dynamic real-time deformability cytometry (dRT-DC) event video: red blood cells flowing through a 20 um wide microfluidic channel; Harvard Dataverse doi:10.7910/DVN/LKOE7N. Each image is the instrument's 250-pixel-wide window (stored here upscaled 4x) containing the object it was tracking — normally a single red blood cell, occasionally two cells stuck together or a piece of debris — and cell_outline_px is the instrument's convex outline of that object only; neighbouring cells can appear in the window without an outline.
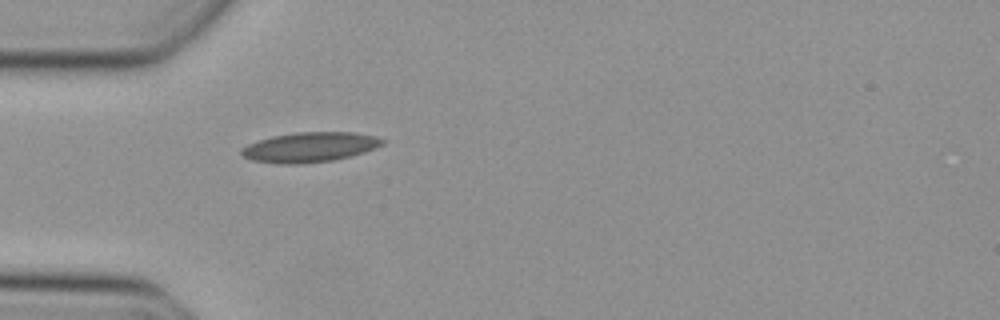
{"species": "Egyptian fruit bat (a non-hibernating species)", "species_latin": "Rousettus aegyptiacus", "temperature_condition": "cold", "stored_images_in_passage": 24, "camera_frame_rate_fps": 3000, "um_per_image_px": 0.085, "animal": {"sex": "female"}, "frame": {"image": 1, "passage_image": 1, "time_ms": 0.0, "image_size_px": [1000, 320], "cell_outline_px": [[388, 140], [384, 144], [364, 152], [332, 160], [300, 164], [280, 164], [252, 160], [244, 156], [240, 152], [240, 148], [248, 144], [272, 136], [296, 132], [356, 132], [376, 136]], "centroid_in_image_um": [26.35, 12.5], "position_along_channel_um": 58.6, "area_um2": 24.57}}
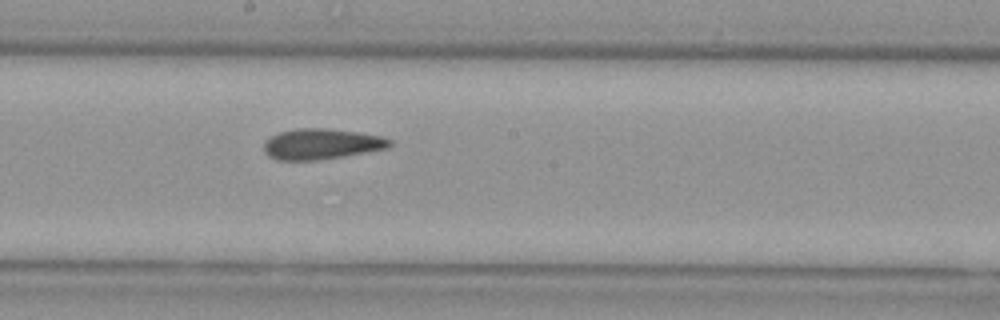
{"frame": {"image": 2, "passage_image": 13, "time_ms": 4.0, "image_size_px": [1000, 320], "cell_outline_px": [[392, 144], [388, 148], [344, 156], [320, 160], [276, 160], [268, 156], [264, 152], [264, 140], [280, 132], [296, 128], [328, 128], [356, 132], [380, 136], [392, 140]], "centroid_in_image_um": [27.3, 12.24], "position_along_channel_um": 220.9, "area_um2": 22.54}}
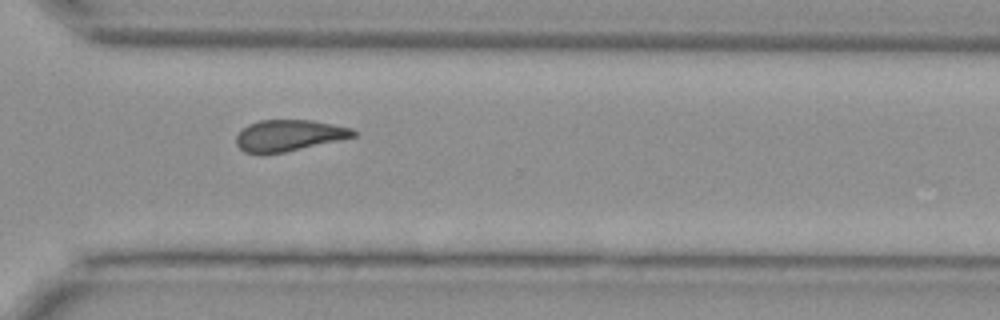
{"frame": {"image": 3, "passage_image": 22, "time_ms": 7.0, "image_size_px": [1000, 320], "cell_outline_px": [[356, 136], [340, 140], [284, 152], [264, 156], [244, 152], [236, 144], [236, 136], [248, 124], [260, 120], [312, 120], [352, 128], [356, 132]], "centroid_in_image_um": [24.52, 11.53], "position_along_channel_um": 346.1, "area_um2": 21.56}}